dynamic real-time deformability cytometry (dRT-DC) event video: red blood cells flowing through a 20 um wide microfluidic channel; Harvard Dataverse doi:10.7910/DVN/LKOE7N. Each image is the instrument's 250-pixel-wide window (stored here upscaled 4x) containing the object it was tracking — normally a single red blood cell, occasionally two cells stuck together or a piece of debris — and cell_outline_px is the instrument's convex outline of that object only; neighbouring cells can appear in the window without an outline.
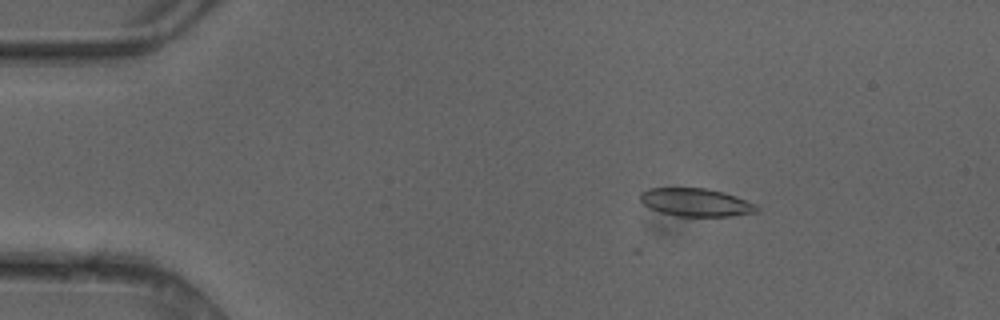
{"species": "common noctule bat (a hibernating species)", "species_latin": "Nyctalus noctula", "temperature_condition": "cold", "stored_images_in_passage": 4, "camera_frame_rate_fps": 3000, "um_per_image_px": 0.085, "animal": {"sex": "female"}, "frame": {"image": 1, "passage_image": 2, "time_ms": 0.333, "image_size_px": [1000, 320], "cell_outline_px": [[760, 208], [756, 212], [732, 216], [676, 216], [660, 212], [644, 204], [640, 200], [640, 192], [648, 188], [704, 188], [724, 192], [736, 196], [756, 204]], "centroid_in_image_um": [59.16, 17.2], "position_along_channel_um": 25.8, "area_um2": 19.02}}
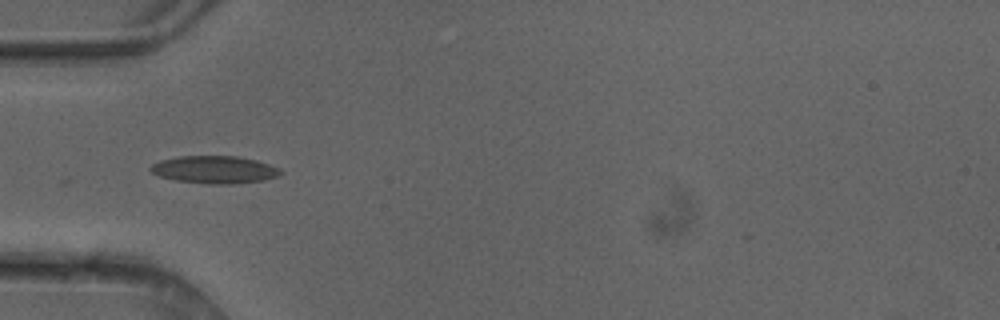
{"frame": {"image": 2, "passage_image": 4, "time_ms": 1.0, "image_size_px": [1000, 320], "cell_outline_px": [[284, 172], [280, 176], [264, 180], [236, 184], [208, 184], [176, 180], [160, 176], [152, 172], [148, 168], [152, 164], [160, 160], [180, 156], [236, 156], [256, 160], [280, 168]], "centroid_in_image_um": [18.27, 14.42], "position_along_channel_um": 66.7, "area_um2": 20.98}}